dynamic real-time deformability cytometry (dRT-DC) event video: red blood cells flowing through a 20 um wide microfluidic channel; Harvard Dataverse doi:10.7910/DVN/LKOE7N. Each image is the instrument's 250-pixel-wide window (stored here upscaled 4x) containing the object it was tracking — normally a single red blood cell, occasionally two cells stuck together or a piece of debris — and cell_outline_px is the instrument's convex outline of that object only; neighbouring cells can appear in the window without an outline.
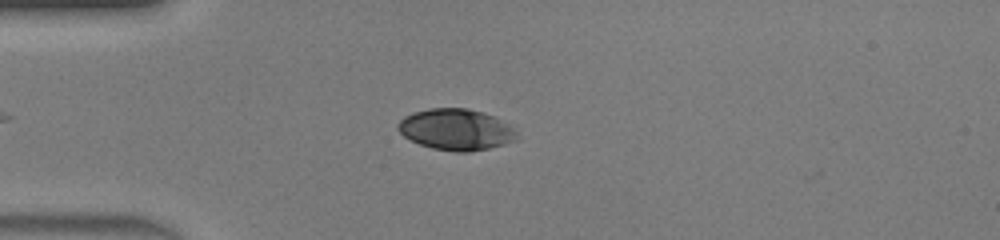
{"species": "human", "species_latin": "Homo sapiens", "temperature_condition": "warm", "stored_images_in_passage": 45, "camera_frame_rate_fps": 3000, "um_per_image_px": 0.085, "donor": {"sex": "male"}, "frame": {"image": 1, "passage_image": 11, "time_ms": 3.333, "image_size_px": [1000, 240], "cell_outline_px": [[516, 140], [504, 144], [488, 148], [468, 152], [456, 152], [432, 148], [420, 144], [404, 136], [396, 128], [396, 124], [404, 116], [412, 112], [428, 108], [468, 108], [484, 112], [496, 116], [512, 128], [516, 132]], "centroid_in_image_um": [38.73, 10.99], "position_along_channel_um": 46.3, "area_um2": 28.61}}
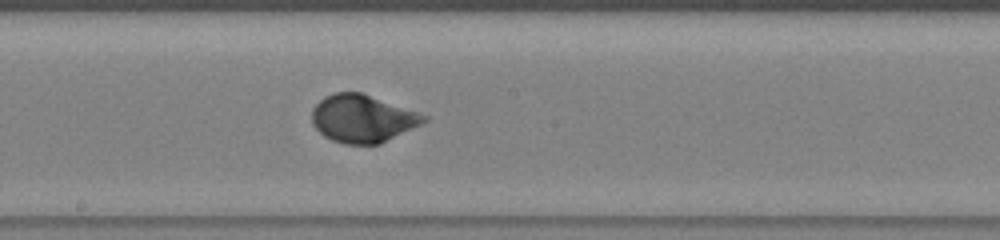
{"frame": {"image": 2, "passage_image": 24, "time_ms": 7.667, "image_size_px": [1000, 240], "cell_outline_px": [[428, 120], [380, 144], [344, 144], [332, 140], [324, 136], [312, 124], [312, 108], [324, 96], [336, 92], [360, 92], [428, 116]], "centroid_in_image_um": [30.77, 10.08], "position_along_channel_um": 217.4, "area_um2": 30.75}}
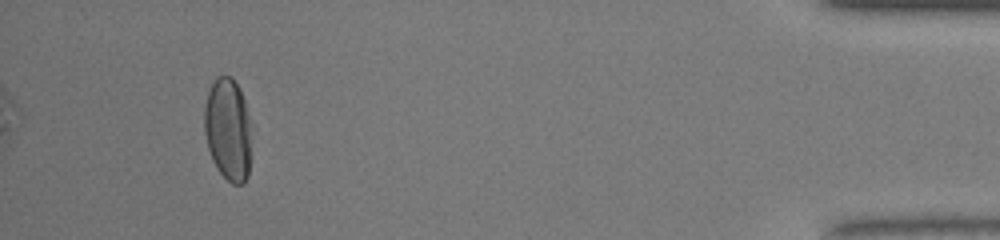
{"frame": {"image": 3, "passage_image": 42, "time_ms": 13.667, "image_size_px": [1000, 240], "cell_outline_px": [[252, 156], [248, 176], [244, 184], [232, 184], [216, 168], [212, 160], [208, 148], [204, 132], [204, 108], [208, 92], [216, 76], [232, 76], [244, 100], [252, 124]], "centroid_in_image_um": [19.42, 11.05], "position_along_channel_um": 415.8, "area_um2": 28.9}, "authors_computed_cell_mechanics": {"area_um2": 29.0156, "velocity_mm_per_s": 4.4218, "shape_relaxation_time_tau1_ms": 3.0121, "shape_relaxation_time_tau2_ms": null, "deformation_change_tau1": 0.1737, "deformation_change_tau2": null}}